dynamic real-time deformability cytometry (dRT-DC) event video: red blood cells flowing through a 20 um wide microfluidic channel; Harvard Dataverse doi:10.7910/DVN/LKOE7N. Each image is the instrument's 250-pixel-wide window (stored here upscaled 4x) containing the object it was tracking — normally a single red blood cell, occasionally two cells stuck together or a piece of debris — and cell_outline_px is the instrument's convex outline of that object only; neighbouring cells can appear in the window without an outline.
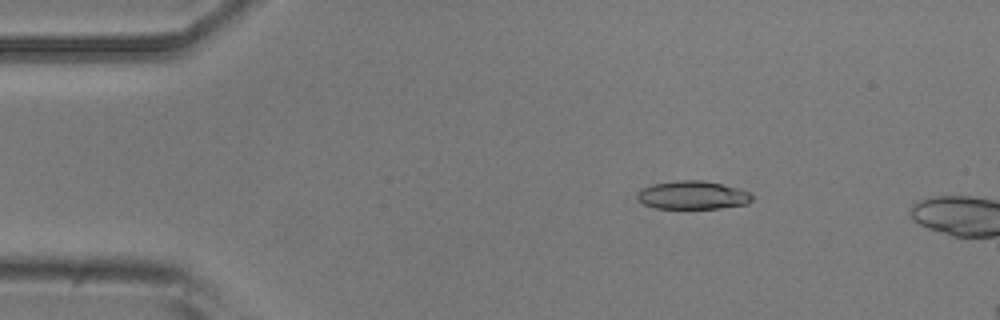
{"species": "common noctule bat (a hibernating species)", "species_latin": "Nyctalus noctula", "temperature_condition": "room temperature", "stored_images_in_passage": 3, "camera_frame_rate_fps": 3000, "um_per_image_px": 0.085, "animal": {"sex": "male", "body_mass_g": 20.5, "forearm_length_mm": 52.5}, "frame": {"image": 1, "passage_image": 2, "time_ms": 2.0, "image_size_px": [1000, 320], "cell_outline_px": [[752, 200], [748, 204], [720, 208], [656, 208], [644, 204], [636, 196], [636, 192], [652, 184], [676, 180], [704, 180], [752, 192]], "centroid_in_image_um": [58.89, 16.58], "position_along_channel_um": 26.1, "area_um2": 18.9}}